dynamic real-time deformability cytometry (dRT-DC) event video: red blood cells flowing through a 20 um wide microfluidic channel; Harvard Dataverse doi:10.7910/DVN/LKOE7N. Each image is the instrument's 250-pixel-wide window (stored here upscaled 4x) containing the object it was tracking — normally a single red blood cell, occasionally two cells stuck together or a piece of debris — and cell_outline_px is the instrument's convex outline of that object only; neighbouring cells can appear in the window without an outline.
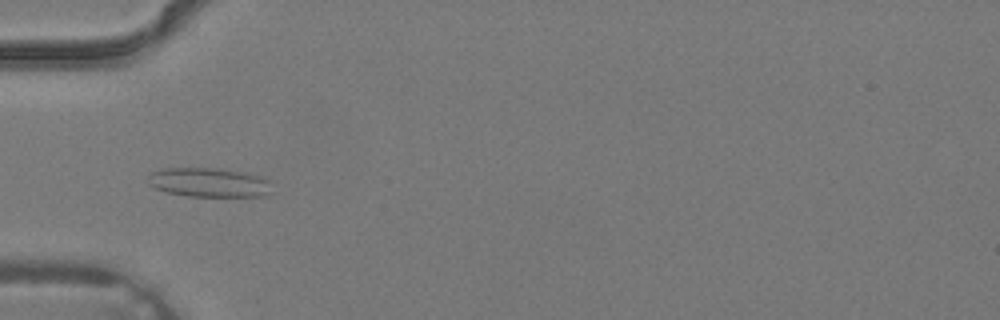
{"species": "common noctule bat (a hibernating species)", "species_latin": "Nyctalus noctula", "temperature_condition": "warm", "stored_images_in_passage": 4, "camera_frame_rate_fps": 3000, "um_per_image_px": 0.085, "animal": {"sex": "male", "body_mass_g": 19.2, "forearm_length_mm": 51.8}, "frame": {"image": 1, "passage_image": 4, "time_ms": 1.0, "image_size_px": [1000, 320], "cell_outline_px": [[268, 192], [264, 196], [188, 196], [164, 192], [148, 184], [148, 176], [152, 172], [164, 168], [212, 168], [244, 172], [260, 176], [268, 180]], "centroid_in_image_um": [17.69, 15.51], "position_along_channel_um": 67.3, "area_um2": 20.87}}